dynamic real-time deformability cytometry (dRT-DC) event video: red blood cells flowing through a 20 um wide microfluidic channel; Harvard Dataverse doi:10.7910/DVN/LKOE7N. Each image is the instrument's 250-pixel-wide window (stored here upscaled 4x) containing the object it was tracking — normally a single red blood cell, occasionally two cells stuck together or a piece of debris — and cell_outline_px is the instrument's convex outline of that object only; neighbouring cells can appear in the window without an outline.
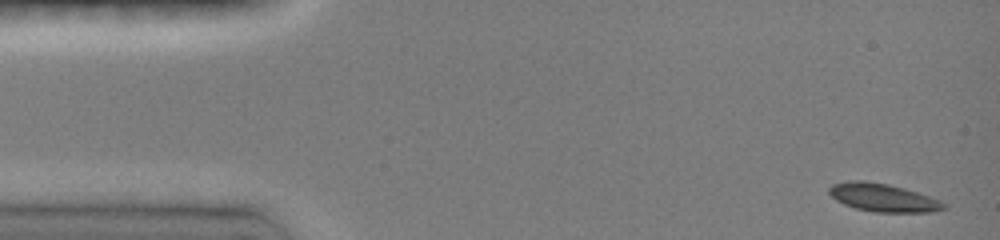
{"species": "common noctule bat (a hibernating species)", "species_latin": "Nyctalus noctula", "temperature_condition": "room temperature", "stored_images_in_passage": 41, "camera_frame_rate_fps": 3000, "um_per_image_px": 0.085, "animal": {"sex": "female", "body_mass_g": 19.0, "forearm_length_mm": 51.5}, "frame": {"image": 1, "passage_image": 1, "time_ms": 0.0, "image_size_px": [1000, 240], "cell_outline_px": [[948, 208], [932, 212], [876, 212], [856, 208], [844, 204], [836, 200], [828, 192], [828, 188], [832, 184], [848, 180], [864, 180], [888, 184], [904, 188], [940, 200]], "centroid_in_image_um": [75.04, 16.79], "position_along_channel_um": 10.0, "area_um2": 18.73}}
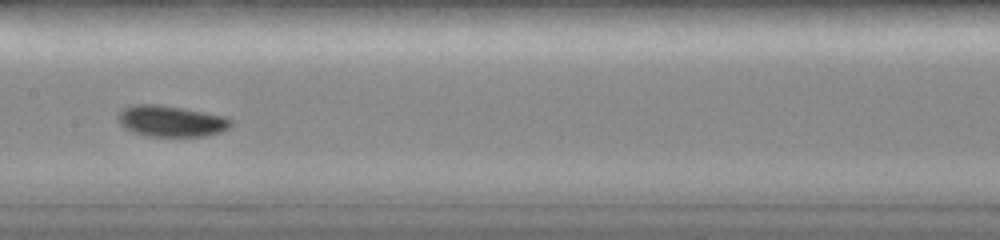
{"frame": {"image": 2, "passage_image": 18, "time_ms": 7.333, "image_size_px": [1000, 240], "cell_outline_px": [[232, 124], [228, 128], [220, 132], [204, 136], [148, 136], [136, 132], [120, 124], [116, 116], [124, 108], [136, 104], [160, 104], [184, 108], [224, 116], [232, 120]], "centroid_in_image_um": [14.56, 10.28], "position_along_channel_um": 192.8, "area_um2": 20.29}}
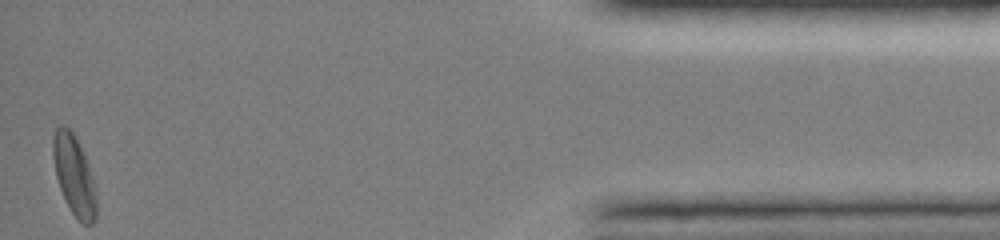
{"frame": {"image": 3, "passage_image": 41, "time_ms": 15.0, "image_size_px": [1000, 240], "cell_outline_px": [[96, 220], [92, 224], [80, 224], [72, 212], [60, 188], [56, 176], [52, 156], [52, 140], [56, 128], [60, 124], [68, 128], [76, 136], [84, 156], [92, 180], [96, 196]], "centroid_in_image_um": [6.28, 14.91], "position_along_channel_um": 428.9, "area_um2": 19.83}, "authors_computed_cell_mechanics": {"area_um2": 18.7272, "velocity_mm_per_s": 4.0011, "shape_relaxation_time_tau1_ms": 2.3369, "shape_relaxation_time_tau2_ms": null, "deformation_change_tau1": 0.0774, "deformation_change_tau2": null}}